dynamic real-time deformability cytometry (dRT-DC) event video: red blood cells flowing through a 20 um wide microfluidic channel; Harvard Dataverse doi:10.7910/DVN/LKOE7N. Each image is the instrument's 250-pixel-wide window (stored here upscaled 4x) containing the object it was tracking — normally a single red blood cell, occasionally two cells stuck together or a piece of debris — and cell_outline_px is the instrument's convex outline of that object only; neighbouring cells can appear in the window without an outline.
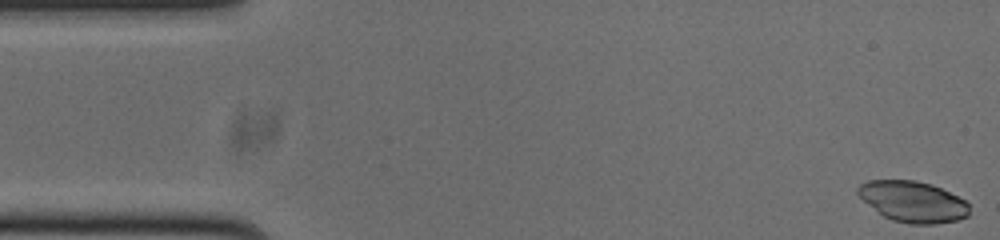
{"species": "common noctule bat (a hibernating species)", "species_latin": "Nyctalus noctula", "temperature_condition": "cold", "stored_images_in_passage": 53, "camera_frame_rate_fps": 3000, "um_per_image_px": 0.085, "animal": {"sex": "male", "body_mass_g": 20.0, "forearm_length_mm": 53.3}, "frame": {"image": 1, "passage_image": 1, "time_ms": 0.0, "image_size_px": [1000, 240], "cell_outline_px": [[968, 216], [956, 220], [936, 224], [908, 224], [892, 220], [884, 216], [864, 200], [856, 192], [856, 188], [860, 184], [868, 180], [916, 180], [932, 184], [964, 200], [968, 204]], "centroid_in_image_um": [77.58, 17.13], "position_along_channel_um": 7.4, "area_um2": 26.36}}
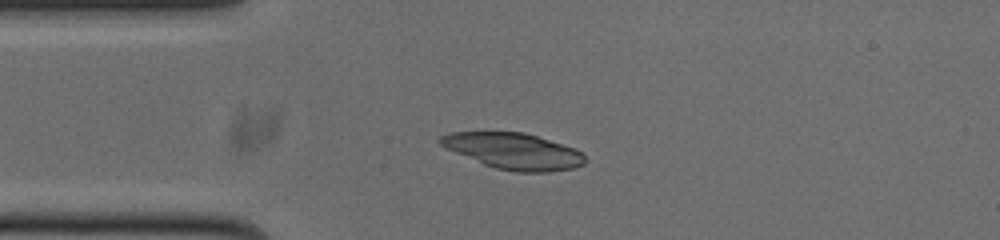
{"frame": {"image": 2, "passage_image": 12, "time_ms": 3.667, "image_size_px": [1000, 240], "cell_outline_px": [[584, 164], [572, 168], [548, 172], [516, 172], [496, 168], [484, 164], [456, 152], [440, 144], [436, 140], [440, 136], [452, 132], [524, 132], [576, 148], [584, 152]], "centroid_in_image_um": [43.68, 12.84], "position_along_channel_um": 41.3, "area_um2": 30.23}}
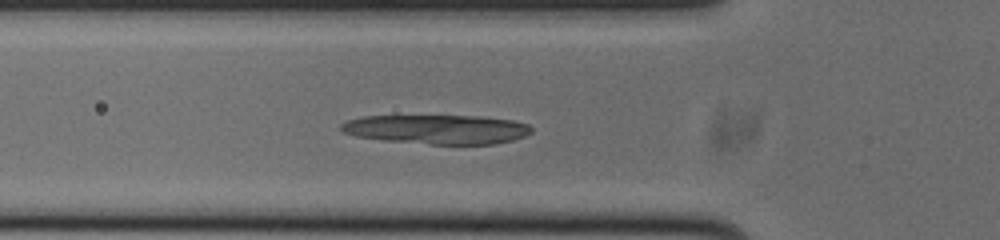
{"frame": {"image": 3, "passage_image": 17, "time_ms": 5.333, "image_size_px": [1000, 240], "cell_outline_px": [[532, 132], [524, 136], [512, 140], [496, 144], [428, 144], [384, 140], [356, 136], [344, 132], [340, 128], [340, 124], [348, 120], [364, 116], [480, 116], [512, 120], [528, 124], [532, 128]], "centroid_in_image_um": [37.17, 10.99], "position_along_channel_um": 88.6, "area_um2": 32.37}}